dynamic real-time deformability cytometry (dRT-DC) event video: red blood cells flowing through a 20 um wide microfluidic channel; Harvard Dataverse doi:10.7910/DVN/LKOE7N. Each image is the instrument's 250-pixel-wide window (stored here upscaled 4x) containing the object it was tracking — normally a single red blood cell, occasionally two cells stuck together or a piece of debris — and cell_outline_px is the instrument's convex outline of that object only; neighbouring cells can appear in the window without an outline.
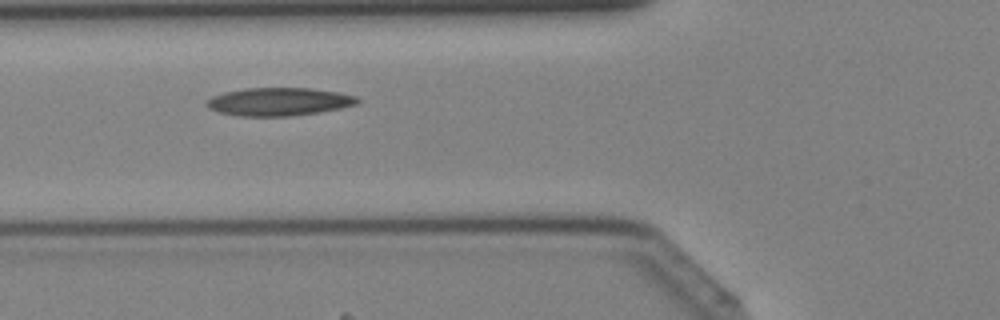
{"species": "Egyptian fruit bat (a non-hibernating species)", "species_latin": "Rousettus aegyptiacus", "temperature_condition": "cold", "stored_images_in_passage": 25, "camera_frame_rate_fps": 3000, "um_per_image_px": 0.085, "animal": {"sex": "female"}, "frame": {"image": 1, "passage_image": 5, "time_ms": 1.333, "image_size_px": [1000, 320], "cell_outline_px": [[360, 100], [356, 104], [340, 108], [320, 112], [288, 116], [240, 116], [216, 112], [208, 108], [204, 104], [212, 96], [224, 92], [244, 88], [312, 88], [340, 92], [356, 96]], "centroid_in_image_um": [23.68, 8.64], "position_along_channel_um": 102.1, "area_um2": 24.8}}
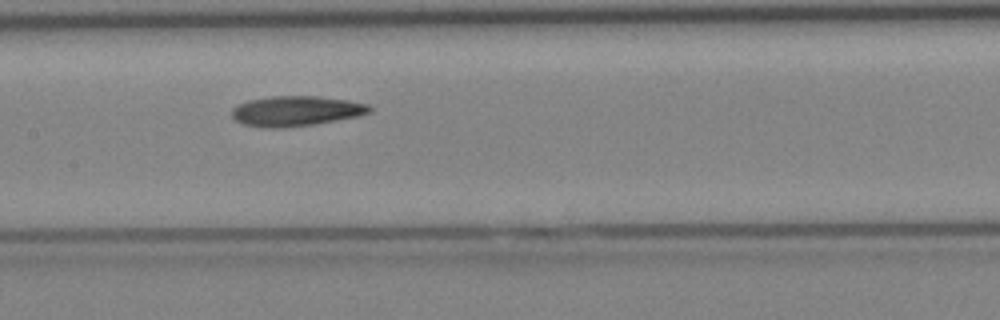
{"frame": {"image": 2, "passage_image": 10, "time_ms": 3.0, "image_size_px": [1000, 320], "cell_outline_px": [[372, 112], [360, 116], [316, 124], [280, 128], [264, 128], [244, 124], [236, 120], [232, 116], [232, 108], [236, 104], [248, 100], [272, 96], [316, 96], [348, 100], [368, 104], [372, 108]], "centroid_in_image_um": [25.17, 9.44], "position_along_channel_um": 182.2, "area_um2": 24.39}}
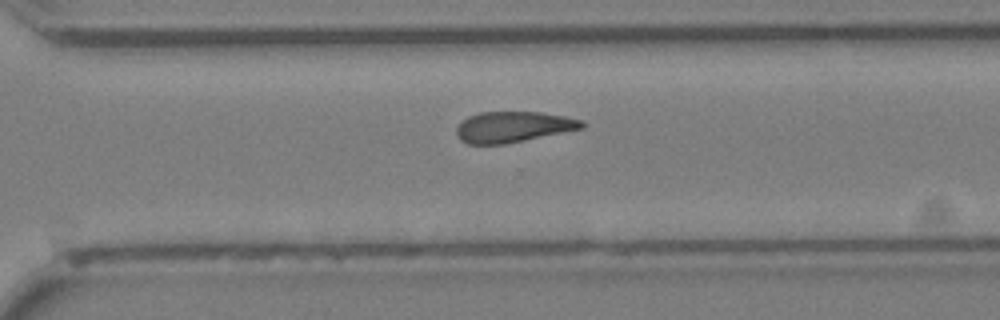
{"frame": {"image": 3, "passage_image": 19, "time_ms": 6.0, "image_size_px": [1000, 320], "cell_outline_px": [[584, 128], [504, 144], [468, 144], [460, 140], [456, 132], [456, 128], [468, 116], [480, 112], [540, 112], [564, 116], [584, 120]], "centroid_in_image_um": [43.62, 10.78], "position_along_channel_um": 327.0, "area_um2": 22.37}}